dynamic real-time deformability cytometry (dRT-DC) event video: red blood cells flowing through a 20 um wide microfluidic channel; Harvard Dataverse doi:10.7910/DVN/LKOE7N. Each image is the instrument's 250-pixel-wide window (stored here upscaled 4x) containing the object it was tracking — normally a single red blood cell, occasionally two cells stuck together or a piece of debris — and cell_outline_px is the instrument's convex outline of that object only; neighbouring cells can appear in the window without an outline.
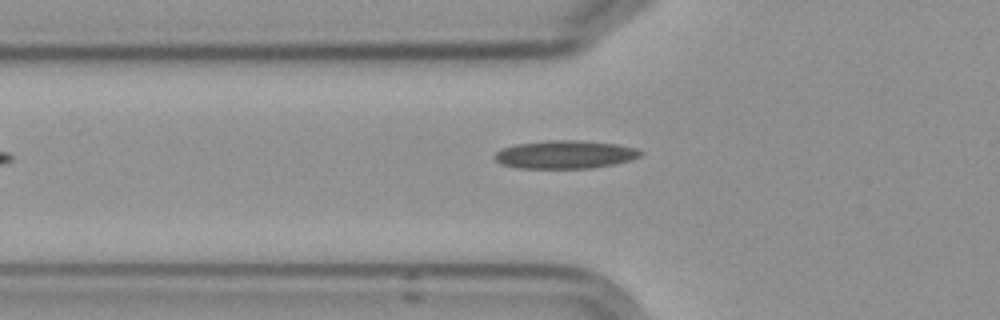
{"species": "Egyptian fruit bat (a non-hibernating species)", "species_latin": "Rousettus aegyptiacus", "temperature_condition": "cold", "stored_images_in_passage": 5, "camera_frame_rate_fps": 3000, "um_per_image_px": 0.085, "frame": {"image": 1, "passage_image": 4, "time_ms": 4.333, "image_size_px": [1000, 320], "cell_outline_px": [[644, 152], [640, 156], [628, 160], [612, 164], [592, 168], [516, 168], [500, 164], [492, 156], [500, 148], [516, 144], [548, 140], [580, 140], [616, 144], [636, 148]], "centroid_in_image_um": [47.97, 13.13], "position_along_channel_um": 77.8, "area_um2": 23.99}}
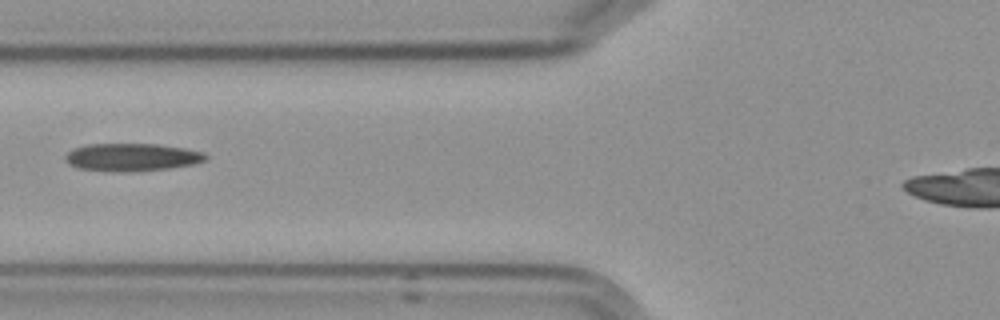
{"frame": {"image": 2, "passage_image": 5, "time_ms": 5.333, "image_size_px": [1000, 320], "cell_outline_px": [[208, 156], [204, 160], [192, 164], [168, 168], [136, 172], [120, 172], [76, 168], [68, 164], [64, 156], [72, 148], [88, 144], [156, 144], [184, 148], [204, 152]], "centroid_in_image_um": [11.17, 13.36], "position_along_channel_um": 114.6, "area_um2": 22.77}}